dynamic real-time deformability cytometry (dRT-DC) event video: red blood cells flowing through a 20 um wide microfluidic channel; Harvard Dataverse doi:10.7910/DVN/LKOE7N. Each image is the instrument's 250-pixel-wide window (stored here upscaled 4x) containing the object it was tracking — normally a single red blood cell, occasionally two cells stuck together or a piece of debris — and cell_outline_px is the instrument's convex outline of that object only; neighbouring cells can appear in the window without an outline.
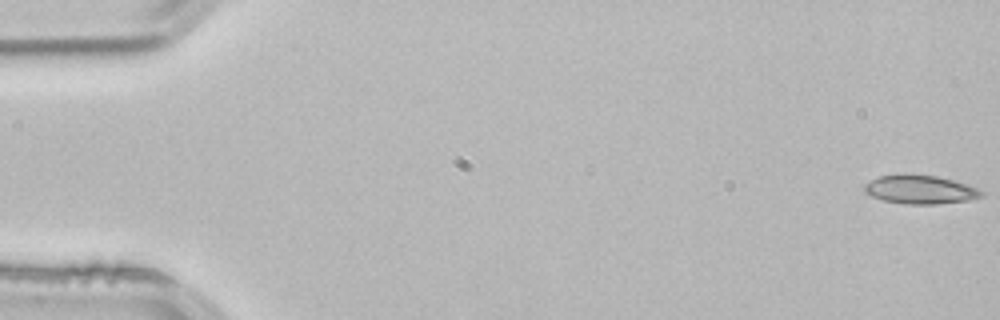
{"species": "common noctule bat (a hibernating species)", "species_latin": "Nyctalus noctula", "temperature_condition": "room temperature", "stored_images_in_passage": 51, "camera_frame_rate_fps": 3000, "um_per_image_px": 0.085, "animal": {"sex": "male", "body_mass_g": 21.5, "forearm_length_mm": 52.0}, "frame": {"image": 1, "passage_image": 1, "time_ms": 0.0, "image_size_px": [1000, 320], "cell_outline_px": [[984, 196], [968, 200], [936, 204], [904, 204], [884, 200], [872, 196], [864, 192], [864, 184], [880, 176], [936, 176], [968, 184], [984, 192]], "centroid_in_image_um": [78.25, 16.14], "position_along_channel_um": 6.7, "area_um2": 18.96}}
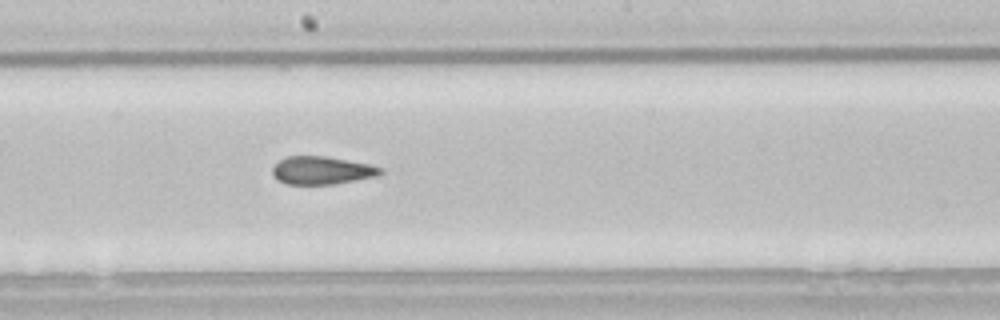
{"frame": {"image": 2, "passage_image": 29, "time_ms": 9.333, "image_size_px": [1000, 320], "cell_outline_px": [[384, 172], [372, 176], [332, 184], [288, 184], [280, 180], [272, 172], [272, 168], [284, 156], [324, 156], [368, 164], [384, 168]], "centroid_in_image_um": [27.33, 14.47], "position_along_channel_um": 220.9, "area_um2": 17.11}}
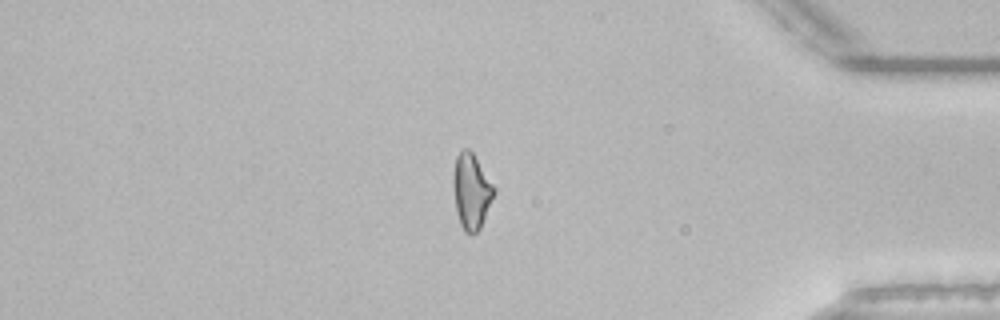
{"frame": {"image": 3, "passage_image": 45, "time_ms": 14.667, "image_size_px": [1000, 320], "cell_outline_px": [[496, 192], [480, 228], [472, 236], [464, 232], [460, 224], [456, 212], [452, 184], [452, 176], [456, 156], [464, 148], [468, 148], [472, 152], [496, 188]], "centroid_in_image_um": [40.05, 16.28], "position_along_channel_um": 395.1, "area_um2": 18.15}, "authors_computed_cell_mechanics": {"area_um2": 18.3804, "velocity_mm_per_s": 3.8505, "shape_relaxation_time_tau1_ms": 4.6365, "shape_relaxation_time_tau2_ms": 1.5161, "deformation_change_tau1": 0.1253, "deformation_change_tau2": 0.0891}}